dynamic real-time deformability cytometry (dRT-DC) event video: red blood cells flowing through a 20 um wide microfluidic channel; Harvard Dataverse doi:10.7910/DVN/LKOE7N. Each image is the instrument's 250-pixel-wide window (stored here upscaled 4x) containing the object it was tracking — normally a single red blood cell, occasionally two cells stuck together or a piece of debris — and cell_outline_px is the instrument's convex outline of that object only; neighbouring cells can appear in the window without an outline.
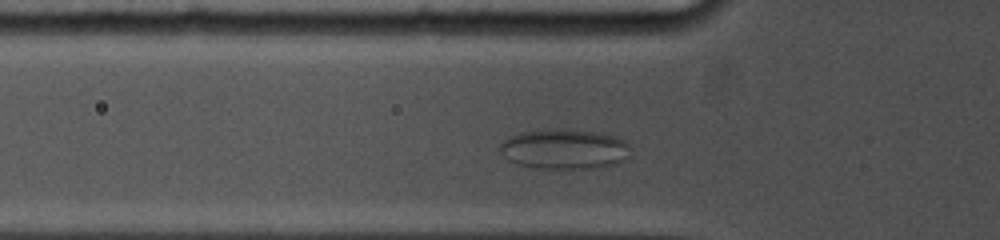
{"species": "common noctule bat (a hibernating species)", "species_latin": "Nyctalus noctula", "temperature_condition": "cold", "stored_images_in_passage": 18, "camera_frame_rate_fps": 5000, "um_per_image_px": 0.085, "animal": {"sex": "female", "body_mass_g": 19.0, "forearm_length_mm": 53.3}, "frame": {"image": 1, "passage_image": 8, "time_ms": 2.4, "image_size_px": [1000, 240], "cell_outline_px": [[632, 148], [628, 156], [624, 160], [616, 164], [596, 168], [540, 168], [520, 164], [508, 160], [500, 152], [500, 144], [504, 140], [520, 132], [560, 128], [568, 128], [616, 136], [624, 140]], "centroid_in_image_um": [48.01, 12.66], "position_along_channel_um": 77.8, "area_um2": 30.46}}
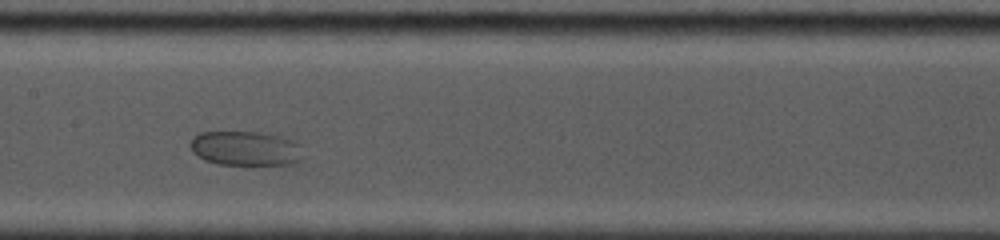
{"frame": {"image": 2, "passage_image": 16, "time_ms": 5.4, "image_size_px": [1000, 240], "cell_outline_px": [[304, 160], [292, 164], [220, 164], [204, 160], [196, 156], [192, 152], [188, 144], [192, 136], [200, 132], [268, 132], [296, 140], [300, 144], [304, 156]], "centroid_in_image_um": [20.9, 12.6], "position_along_channel_um": 186.5, "area_um2": 23.35}}
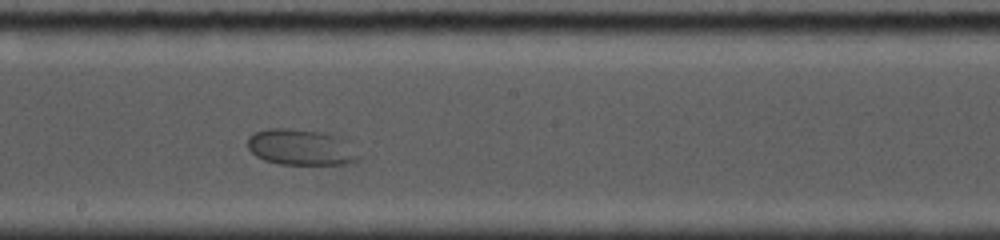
{"frame": {"image": 3, "passage_image": 18, "time_ms": 6.4, "image_size_px": [1000, 240], "cell_outline_px": [[360, 156], [352, 164], [280, 164], [264, 160], [256, 156], [248, 148], [248, 136], [256, 132], [268, 128], [288, 128], [320, 132], [340, 136], [348, 140]], "centroid_in_image_um": [25.61, 12.51], "position_along_channel_um": 222.6, "area_um2": 23.47}}